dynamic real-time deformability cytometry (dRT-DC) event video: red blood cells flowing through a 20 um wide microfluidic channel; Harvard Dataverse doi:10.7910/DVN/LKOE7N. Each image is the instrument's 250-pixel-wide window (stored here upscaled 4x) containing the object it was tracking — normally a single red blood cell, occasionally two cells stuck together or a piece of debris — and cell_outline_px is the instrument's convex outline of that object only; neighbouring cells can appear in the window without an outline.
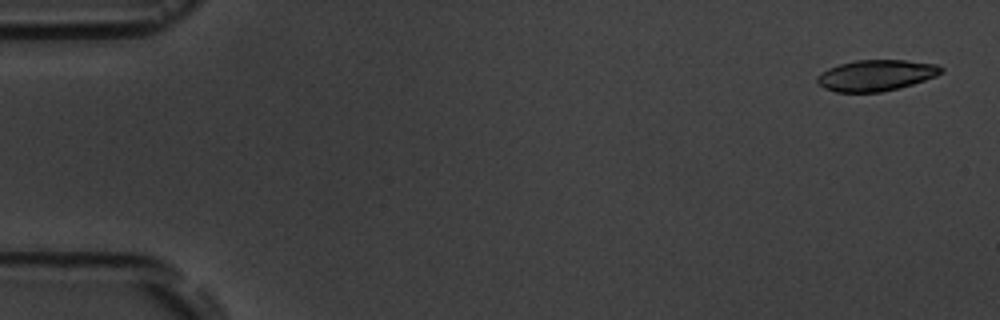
{"species": "common noctule bat (a hibernating species)", "species_latin": "Nyctalus noctula", "temperature_condition": "room temperature", "stored_images_in_passage": 5, "camera_frame_rate_fps": 3000, "um_per_image_px": 0.085, "animal": {"sex": "male", "body_mass_g": 19.5, "forearm_length_mm": 54.6}, "frame": {"image": 1, "passage_image": 1, "time_ms": 0.0, "image_size_px": [1000, 320], "cell_outline_px": [[944, 72], [936, 76], [900, 88], [880, 92], [836, 92], [824, 88], [816, 80], [816, 76], [828, 68], [840, 64], [856, 60], [904, 60], [936, 64], [944, 68]], "centroid_in_image_um": [74.47, 6.4], "position_along_channel_um": 10.5, "area_um2": 22.43}}
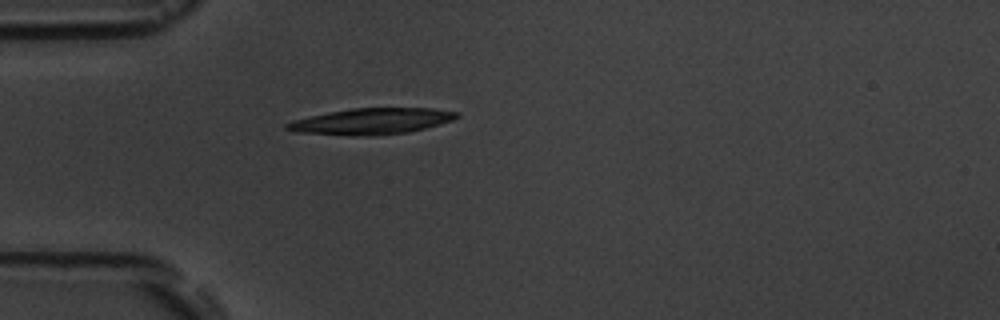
{"frame": {"image": 2, "passage_image": 5, "time_ms": 4.667, "image_size_px": [1000, 320], "cell_outline_px": [[460, 116], [452, 120], [440, 124], [408, 132], [364, 136], [352, 136], [296, 132], [284, 128], [284, 124], [292, 120], [328, 112], [352, 108], [432, 108], [460, 112]], "centroid_in_image_um": [31.56, 10.3], "position_along_channel_um": 53.4, "area_um2": 25.89}}